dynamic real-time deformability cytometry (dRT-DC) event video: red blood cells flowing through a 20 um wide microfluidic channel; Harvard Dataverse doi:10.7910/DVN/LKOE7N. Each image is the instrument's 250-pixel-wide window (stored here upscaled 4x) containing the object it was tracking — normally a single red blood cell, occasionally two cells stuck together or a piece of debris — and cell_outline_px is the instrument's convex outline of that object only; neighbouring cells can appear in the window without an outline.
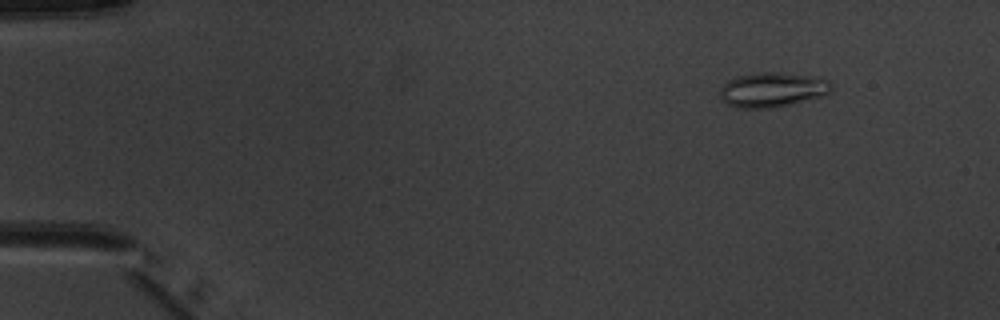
{"species": "common noctule bat (a hibernating species)", "species_latin": "Nyctalus noctula", "temperature_condition": "warm", "stored_images_in_passage": 6, "camera_frame_rate_fps": 3000, "um_per_image_px": 0.085, "animal": {"sex": "male", "body_mass_g": 20.1, "forearm_length_mm": 53.5}, "frame": {"image": 1, "passage_image": 1, "time_ms": 0.0, "image_size_px": [1000, 320], "cell_outline_px": [[832, 88], [824, 96], [788, 104], [768, 108], [736, 108], [728, 104], [720, 96], [720, 88], [728, 80], [740, 76], [756, 72], [780, 72], [808, 76], [828, 80], [832, 84]], "centroid_in_image_um": [65.63, 7.62], "position_along_channel_um": 19.4, "area_um2": 22.25}}
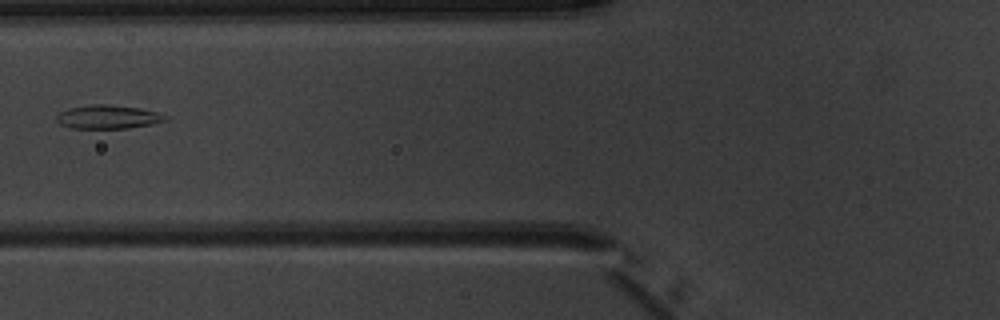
{"frame": {"image": 2, "passage_image": 5, "time_ms": 5.0, "image_size_px": [1000, 320], "cell_outline_px": [[168, 120], [152, 124], [128, 128], [72, 128], [60, 124], [56, 120], [56, 116], [60, 112], [68, 108], [92, 104], [108, 104], [140, 108], [156, 112], [168, 116]], "centroid_in_image_um": [9.18, 9.93], "position_along_channel_um": 116.6, "area_um2": 15.03}}
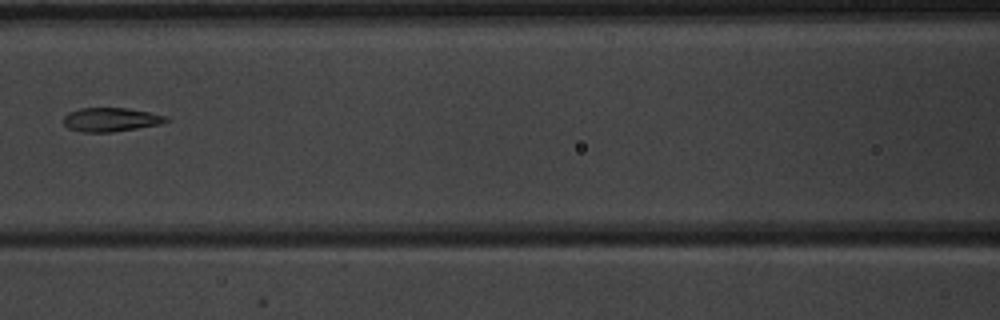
{"frame": {"image": 3, "passage_image": 6, "time_ms": 6.0, "image_size_px": [1000, 320], "cell_outline_px": [[168, 120], [160, 124], [112, 132], [80, 132], [68, 128], [64, 124], [64, 116], [68, 112], [80, 108], [128, 108], [168, 116]], "centroid_in_image_um": [9.39, 10.16], "position_along_channel_um": 157.2, "area_um2": 14.22}}